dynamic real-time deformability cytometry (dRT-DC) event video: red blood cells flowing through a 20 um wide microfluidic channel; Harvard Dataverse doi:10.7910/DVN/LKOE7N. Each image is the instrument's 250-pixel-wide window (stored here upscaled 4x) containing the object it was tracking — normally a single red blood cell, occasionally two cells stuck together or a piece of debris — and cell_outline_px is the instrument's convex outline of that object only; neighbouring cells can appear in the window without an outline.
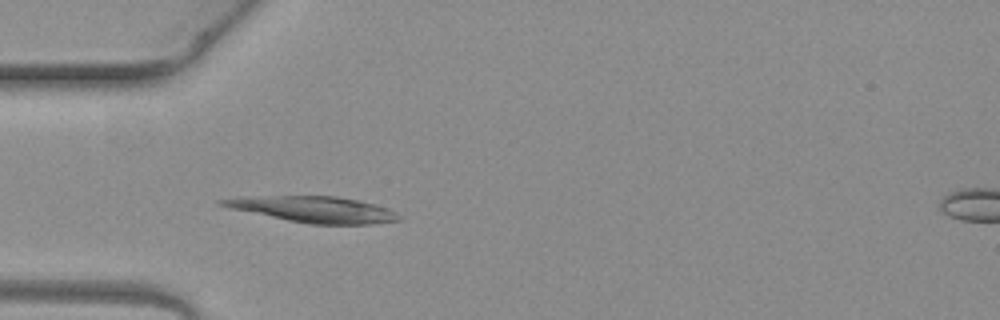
{"species": "common noctule bat (a hibernating species)", "species_latin": "Nyctalus noctula", "temperature_condition": "warm", "stored_images_in_passage": 4, "camera_frame_rate_fps": 3000, "um_per_image_px": 0.085, "animal": {"sex": "female", "body_mass_g": 19.3, "forearm_length_mm": 54.1}, "frame": {"image": 1, "passage_image": 3, "time_ms": 0.667, "image_size_px": [1000, 320], "cell_outline_px": [[404, 220], [368, 224], [308, 224], [228, 208], [216, 204], [216, 200], [248, 196], [336, 196], [356, 200], [388, 208], [404, 216]], "centroid_in_image_um": [26.66, 17.8], "position_along_channel_um": 58.3, "area_um2": 26.88}}